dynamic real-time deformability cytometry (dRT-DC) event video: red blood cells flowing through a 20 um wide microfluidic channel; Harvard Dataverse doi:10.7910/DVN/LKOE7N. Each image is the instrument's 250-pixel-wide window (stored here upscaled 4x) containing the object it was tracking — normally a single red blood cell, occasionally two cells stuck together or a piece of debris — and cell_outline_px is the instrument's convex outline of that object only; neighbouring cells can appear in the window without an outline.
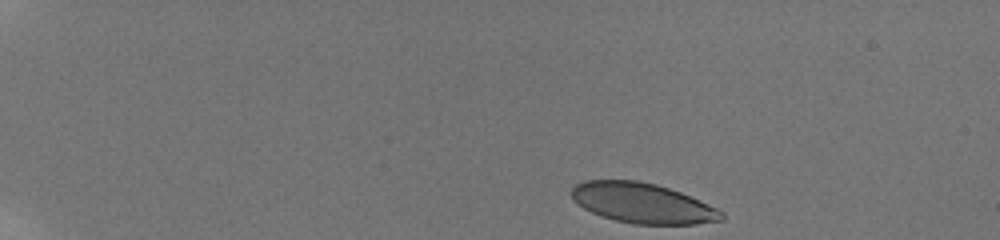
{"species": "human", "species_latin": "Homo sapiens", "temperature_condition": "room temperature", "stored_images_in_passage": 63, "camera_frame_rate_fps": 3000, "um_per_image_px": 0.085, "donor": {"sex": "male"}, "frame": {"image": 1, "passage_image": 1, "time_ms": 0.0, "image_size_px": [1000, 240], "cell_outline_px": [[724, 220], [696, 224], [632, 224], [616, 220], [592, 212], [584, 208], [572, 200], [572, 188], [576, 184], [584, 180], [636, 180], [656, 184], [680, 192], [716, 208], [724, 212]], "centroid_in_image_um": [54.61, 17.26], "position_along_channel_um": 30.4, "area_um2": 34.85}}
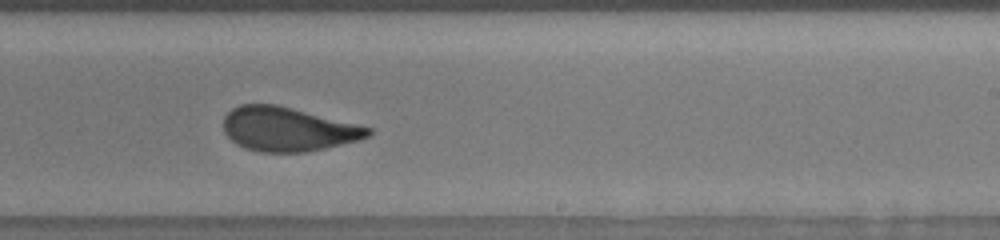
{"frame": {"image": 2, "passage_image": 32, "time_ms": 9.333, "image_size_px": [1000, 240], "cell_outline_px": [[372, 132], [368, 136], [360, 140], [308, 152], [260, 152], [244, 148], [236, 144], [224, 132], [224, 116], [232, 108], [240, 104], [276, 104], [372, 128]], "centroid_in_image_um": [24.44, 10.98], "position_along_channel_um": 264.6, "area_um2": 37.05}}
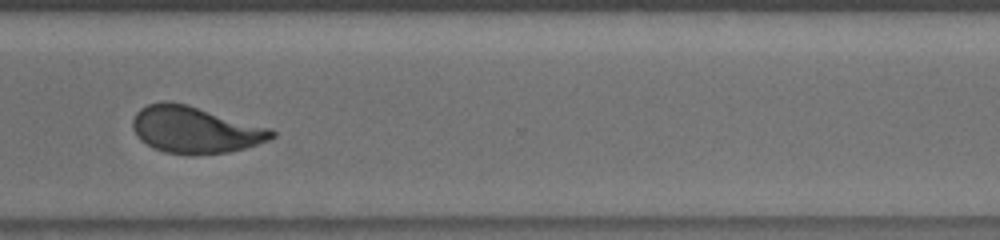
{"frame": {"image": 3, "passage_image": 44, "time_ms": 11.667, "image_size_px": [1000, 240], "cell_outline_px": [[276, 136], [268, 140], [244, 148], [228, 152], [188, 156], [164, 152], [152, 148], [140, 140], [136, 136], [132, 128], [132, 120], [136, 112], [140, 108], [148, 104], [164, 100], [188, 104], [272, 128], [276, 132]], "centroid_in_image_um": [16.56, 11.03], "position_along_channel_um": 354.0, "area_um2": 38.49}, "authors_computed_cell_mechanics": {"area_um2": 37.0498, "velocity_mm_per_s": 3.8344, "shape_relaxation_time_tau1_ms": 7.177, "shape_relaxation_time_tau2_ms": 0.6554, "deformation_change_tau1": 0.1919, "deformation_change_tau2": 0.0533}}